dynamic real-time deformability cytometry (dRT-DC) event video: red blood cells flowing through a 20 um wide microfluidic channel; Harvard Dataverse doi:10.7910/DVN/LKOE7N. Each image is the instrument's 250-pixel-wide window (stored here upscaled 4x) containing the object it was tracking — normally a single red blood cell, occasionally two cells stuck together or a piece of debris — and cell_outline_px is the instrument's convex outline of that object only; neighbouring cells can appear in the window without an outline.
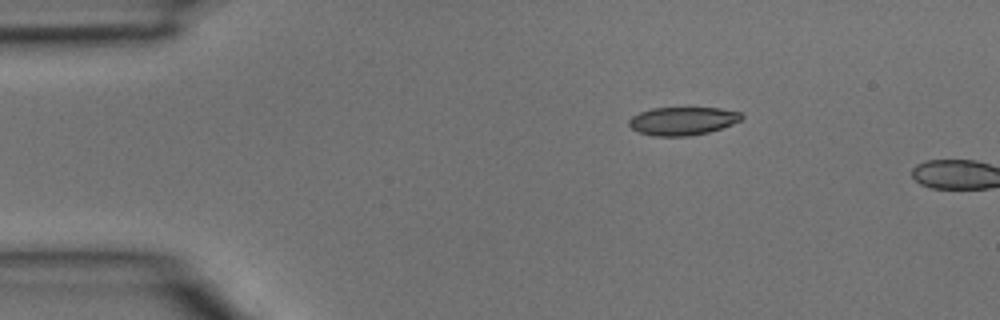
{"species": "common noctule bat (a hibernating species)", "species_latin": "Nyctalus noctula", "temperature_condition": "room temperature", "stored_images_in_passage": 2, "camera_frame_rate_fps": 3000, "um_per_image_px": 0.085, "animal": {"sex": "male", "body_mass_g": 15.6}, "frame": {"image": 1, "passage_image": 1, "time_ms": 0.0, "image_size_px": [1000, 320], "cell_outline_px": [[744, 116], [740, 120], [732, 124], [708, 132], [688, 136], [652, 136], [640, 132], [632, 128], [628, 124], [628, 120], [632, 116], [640, 112], [652, 108], [720, 108], [740, 112]], "centroid_in_image_um": [58.01, 10.28], "position_along_channel_um": 27.0, "area_um2": 18.38}}